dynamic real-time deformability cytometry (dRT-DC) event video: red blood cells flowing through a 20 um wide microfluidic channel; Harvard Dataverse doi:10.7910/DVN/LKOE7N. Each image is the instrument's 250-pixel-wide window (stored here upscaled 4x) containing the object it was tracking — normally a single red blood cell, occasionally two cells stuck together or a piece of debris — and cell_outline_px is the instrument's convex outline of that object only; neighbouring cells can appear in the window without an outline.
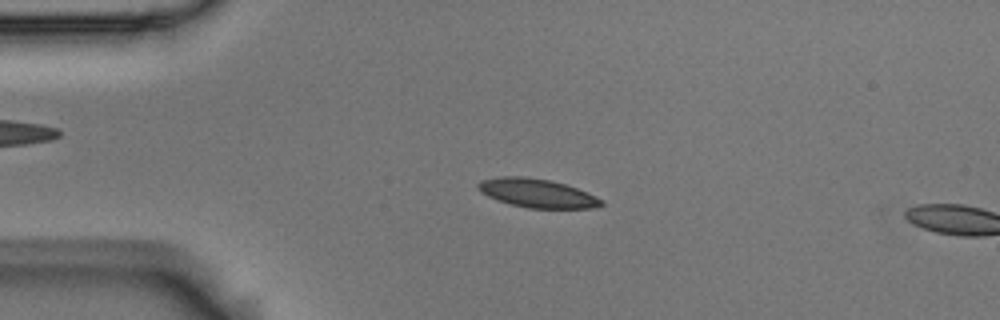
{"species": "Egyptian fruit bat (a non-hibernating species)", "species_latin": "Rousettus aegyptiacus", "temperature_condition": "room temperature", "stored_images_in_passage": 4, "camera_frame_rate_fps": 3000, "um_per_image_px": 0.085, "animal": {"sex": "male"}, "frame": {"image": 1, "passage_image": 1, "time_ms": 0.0, "image_size_px": [1000, 320], "cell_outline_px": [[604, 204], [592, 208], [528, 208], [496, 200], [480, 192], [476, 188], [476, 184], [480, 180], [500, 176], [520, 176], [548, 180], [564, 184], [588, 192], [604, 200]], "centroid_in_image_um": [45.62, 16.42], "position_along_channel_um": 39.4, "area_um2": 20.63}}